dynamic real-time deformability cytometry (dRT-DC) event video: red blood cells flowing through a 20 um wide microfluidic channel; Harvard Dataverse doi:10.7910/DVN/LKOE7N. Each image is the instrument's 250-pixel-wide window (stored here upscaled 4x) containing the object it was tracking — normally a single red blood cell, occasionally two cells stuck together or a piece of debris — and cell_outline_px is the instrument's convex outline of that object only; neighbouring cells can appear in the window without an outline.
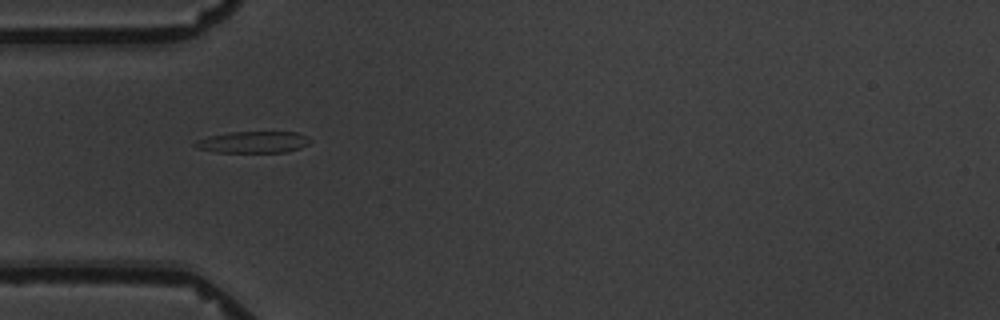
{"species": "common noctule bat (a hibernating species)", "species_latin": "Nyctalus noctula", "temperature_condition": "warm", "stored_images_in_passage": 10, "camera_frame_rate_fps": 3000, "um_per_image_px": 0.085, "animal": {"sex": "male", "body_mass_g": 19.5, "forearm_length_mm": 54.6}, "frame": {"image": 1, "passage_image": 4, "time_ms": 6.333, "image_size_px": [1000, 320], "cell_outline_px": [[312, 140], [308, 144], [300, 148], [288, 152], [216, 152], [196, 148], [192, 144], [196, 140], [208, 136], [232, 132], [296, 132], [308, 136]], "centroid_in_image_um": [21.53, 12.08], "position_along_channel_um": 63.5, "area_um2": 14.57}}
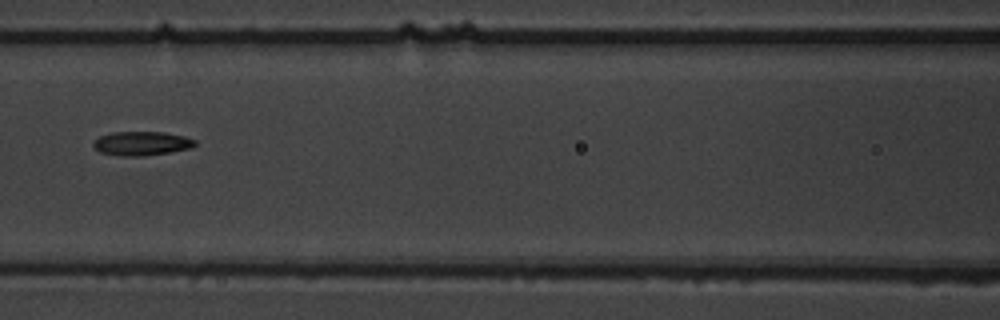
{"frame": {"image": 2, "passage_image": 6, "time_ms": 9.0, "image_size_px": [1000, 320], "cell_outline_px": [[196, 144], [192, 148], [144, 156], [120, 156], [100, 152], [92, 144], [100, 136], [112, 132], [164, 132], [184, 136], [196, 140]], "centroid_in_image_um": [12.06, 12.19], "position_along_channel_um": 154.5, "area_um2": 14.16}}
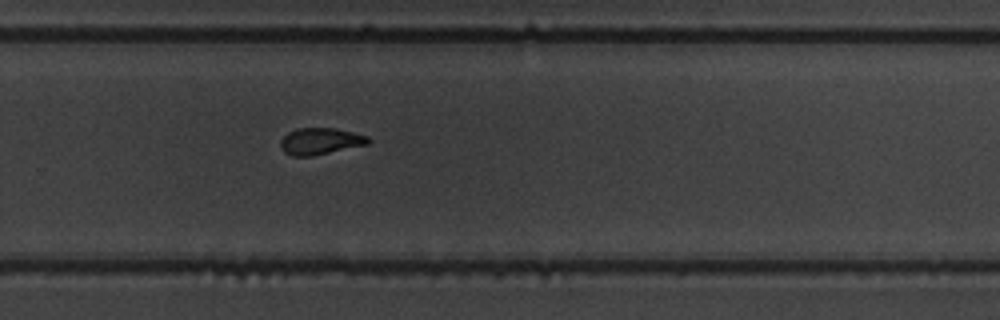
{"frame": {"image": 3, "passage_image": 10, "time_ms": 13.333, "image_size_px": [1000, 320], "cell_outline_px": [[372, 140], [368, 144], [312, 156], [292, 156], [284, 152], [280, 148], [280, 140], [288, 132], [296, 128], [336, 128], [368, 136]], "centroid_in_image_um": [27.21, 12.0], "position_along_channel_um": 302.6, "area_um2": 13.7}}